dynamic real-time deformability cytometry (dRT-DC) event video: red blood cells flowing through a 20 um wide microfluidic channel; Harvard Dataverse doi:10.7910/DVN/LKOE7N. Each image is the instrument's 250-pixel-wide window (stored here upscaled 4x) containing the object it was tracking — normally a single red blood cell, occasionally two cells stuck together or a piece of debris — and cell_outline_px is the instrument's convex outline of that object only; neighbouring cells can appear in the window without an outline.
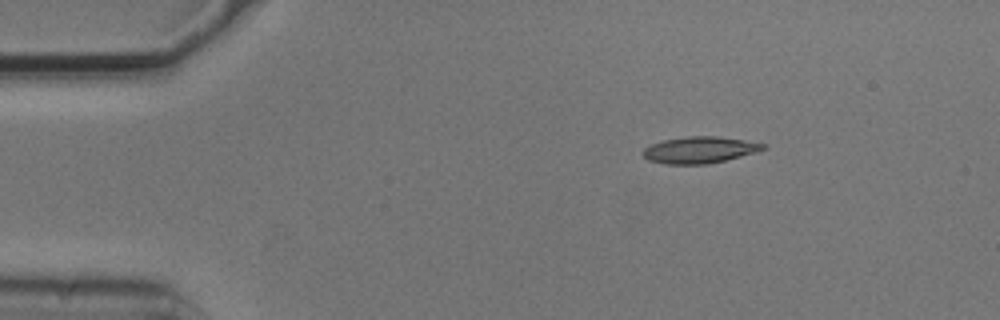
{"species": "common noctule bat (a hibernating species)", "species_latin": "Nyctalus noctula", "temperature_condition": "cold", "stored_images_in_passage": 6, "camera_frame_rate_fps": 3000, "um_per_image_px": 0.085, "animal": {"sex": "male", "body_mass_g": 20.5, "forearm_length_mm": 52.5}, "frame": {"image": 1, "passage_image": 1, "time_ms": 0.0, "image_size_px": [1000, 320], "cell_outline_px": [[768, 148], [756, 152], [708, 164], [664, 164], [648, 160], [644, 156], [644, 148], [652, 144], [664, 140], [688, 136], [716, 136], [744, 140], [768, 144]], "centroid_in_image_um": [59.5, 12.74], "position_along_channel_um": 25.5, "area_um2": 18.5}}
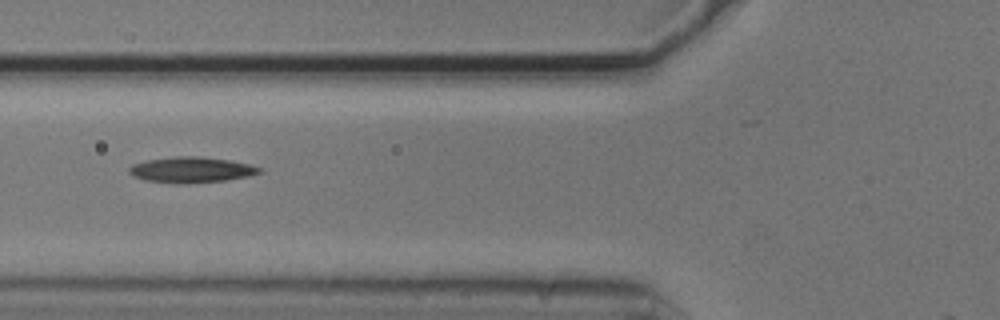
{"frame": {"image": 2, "passage_image": 4, "time_ms": 1.0, "image_size_px": [1000, 320], "cell_outline_px": [[264, 172], [248, 176], [224, 180], [188, 184], [176, 184], [144, 180], [132, 176], [128, 172], [128, 168], [132, 164], [148, 160], [176, 156], [200, 156], [228, 160], [248, 164], [264, 168]], "centroid_in_image_um": [16.25, 14.44], "position_along_channel_um": 109.5, "area_um2": 19.71}}
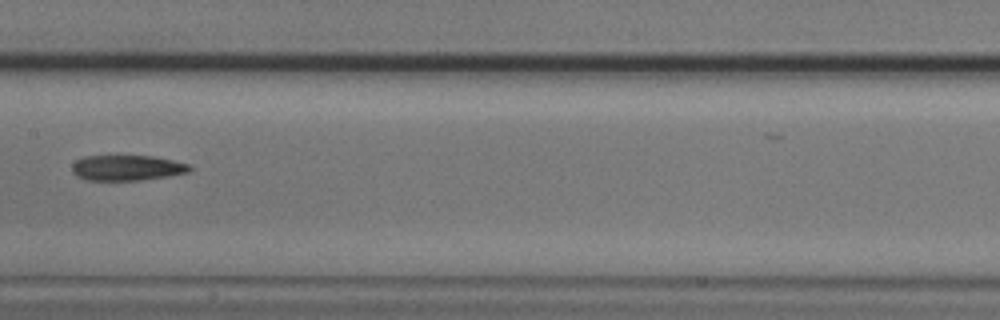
{"frame": {"image": 3, "passage_image": 6, "time_ms": 1.667, "image_size_px": [1000, 320], "cell_outline_px": [[192, 168], [188, 172], [168, 176], [140, 180], [88, 180], [76, 176], [72, 172], [72, 164], [76, 160], [84, 156], [152, 156], [172, 160], [188, 164]], "centroid_in_image_um": [10.76, 14.26], "position_along_channel_um": 196.6, "area_um2": 17.34}}